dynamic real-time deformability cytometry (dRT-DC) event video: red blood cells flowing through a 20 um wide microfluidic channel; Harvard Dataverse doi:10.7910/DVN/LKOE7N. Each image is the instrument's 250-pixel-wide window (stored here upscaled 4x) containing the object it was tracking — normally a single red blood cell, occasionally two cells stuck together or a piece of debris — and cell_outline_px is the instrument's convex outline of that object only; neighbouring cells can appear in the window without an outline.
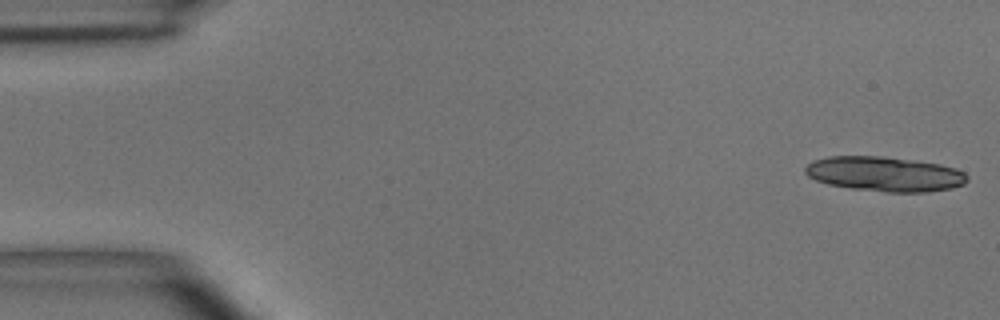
{"species": "common noctule bat (a hibernating species)", "species_latin": "Nyctalus noctula", "temperature_condition": "room temperature", "stored_images_in_passage": 6, "camera_frame_rate_fps": 3000, "um_per_image_px": 0.085, "animal": {"sex": "male", "body_mass_g": 15.6}, "frame": {"image": 1, "passage_image": 1, "time_ms": 0.0, "image_size_px": [1000, 320], "cell_outline_px": [[968, 180], [964, 184], [952, 188], [928, 192], [888, 192], [852, 188], [828, 184], [816, 180], [808, 176], [804, 172], [804, 168], [812, 160], [828, 156], [880, 156], [940, 164], [956, 168], [964, 172], [968, 176]], "centroid_in_image_um": [75.2, 14.79], "position_along_channel_um": 9.8, "area_um2": 32.83}}